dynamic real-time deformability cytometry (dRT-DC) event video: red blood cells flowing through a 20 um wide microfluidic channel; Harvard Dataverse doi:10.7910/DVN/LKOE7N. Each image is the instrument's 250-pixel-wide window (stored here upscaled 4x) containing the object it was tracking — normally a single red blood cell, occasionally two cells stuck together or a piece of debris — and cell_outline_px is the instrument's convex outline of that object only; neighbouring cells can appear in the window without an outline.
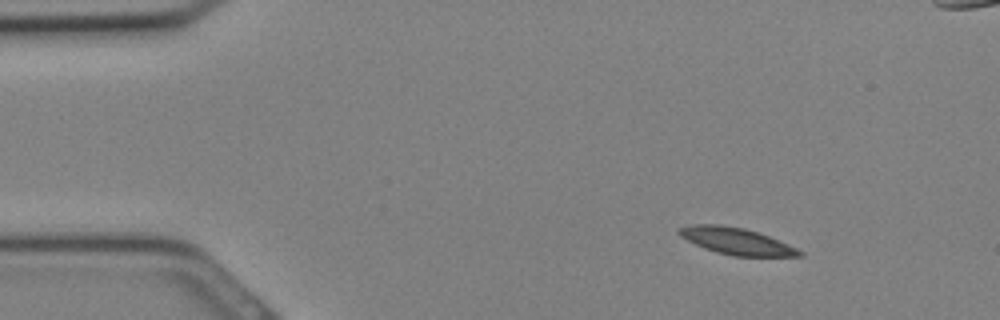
{"species": "Egyptian fruit bat (a non-hibernating species)", "species_latin": "Rousettus aegyptiacus", "temperature_condition": "cold", "stored_images_in_passage": 20, "camera_frame_rate_fps": 3000, "um_per_image_px": 0.085, "animal": {"sex": "female"}, "frame": {"image": 1, "passage_image": 5, "time_ms": 1.333, "image_size_px": [1000, 320], "cell_outline_px": [[804, 256], [732, 256], [716, 252], [704, 248], [680, 236], [676, 232], [676, 228], [692, 224], [720, 224], [744, 228], [768, 236], [788, 244], [804, 252]], "centroid_in_image_um": [62.56, 20.49], "position_along_channel_um": 22.4, "area_um2": 18.73}}
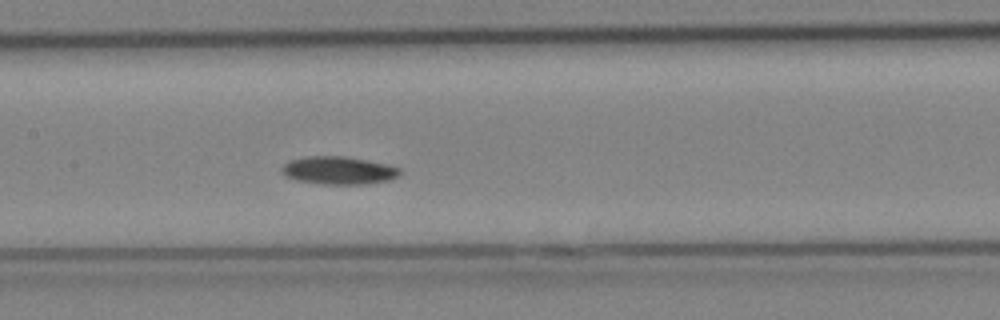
{"frame": {"image": 2, "passage_image": 16, "time_ms": 5.0, "image_size_px": [1000, 320], "cell_outline_px": [[400, 176], [388, 180], [368, 184], [324, 184], [296, 180], [284, 176], [280, 168], [288, 160], [304, 156], [344, 156], [388, 164], [400, 168]], "centroid_in_image_um": [28.76, 14.48], "position_along_channel_um": 178.6, "area_um2": 19.36}}
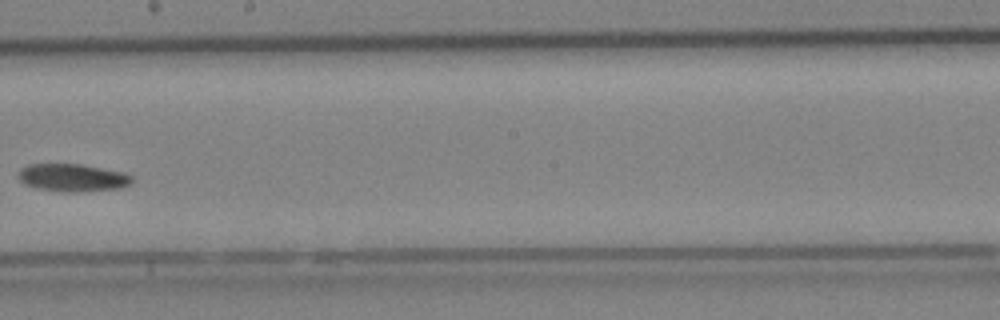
{"frame": {"image": 3, "passage_image": 19, "time_ms": 6.0, "image_size_px": [1000, 320], "cell_outline_px": [[132, 184], [120, 188], [68, 192], [64, 192], [36, 188], [24, 184], [20, 180], [20, 172], [28, 164], [80, 164], [120, 172], [132, 176]], "centroid_in_image_um": [6.17, 15.11], "position_along_channel_um": 242.0, "area_um2": 17.92}}